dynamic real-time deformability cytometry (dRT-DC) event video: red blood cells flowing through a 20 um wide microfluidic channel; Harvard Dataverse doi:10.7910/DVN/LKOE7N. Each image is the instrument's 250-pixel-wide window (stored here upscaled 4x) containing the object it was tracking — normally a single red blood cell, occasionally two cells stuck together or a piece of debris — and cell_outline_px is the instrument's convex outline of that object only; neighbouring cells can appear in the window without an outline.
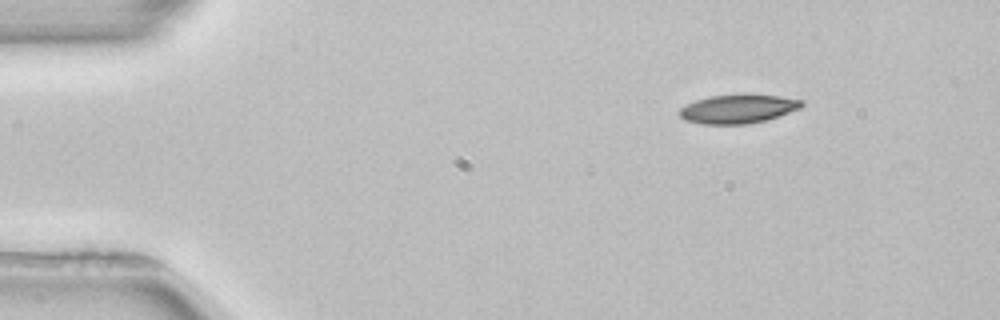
{"species": "common noctule bat (a hibernating species)", "species_latin": "Nyctalus noctula", "temperature_condition": "room temperature", "stored_images_in_passage": 3, "camera_frame_rate_fps": 3000, "um_per_image_px": 0.085, "animal": {"sex": "female", "body_mass_g": 22.7, "forearm_length_mm": 54.2}, "frame": {"image": 1, "passage_image": 1, "time_ms": 0.0, "image_size_px": [1000, 320], "cell_outline_px": [[804, 104], [800, 108], [768, 120], [748, 124], [700, 124], [684, 120], [680, 116], [680, 108], [696, 100], [712, 96], [780, 96], [804, 100]], "centroid_in_image_um": [62.74, 9.29], "position_along_channel_um": 22.3, "area_um2": 20.06}}
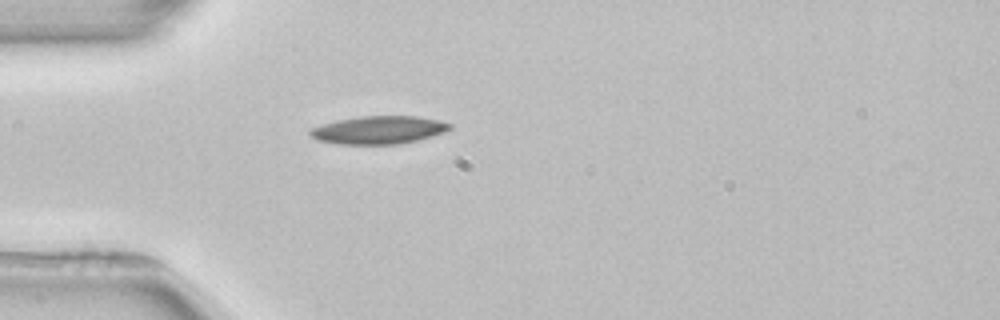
{"frame": {"image": 2, "passage_image": 3, "time_ms": 2.667, "image_size_px": [1000, 320], "cell_outline_px": [[452, 128], [444, 132], [432, 136], [400, 144], [340, 144], [316, 140], [308, 132], [312, 128], [336, 120], [360, 116], [416, 116], [436, 120], [452, 124]], "centroid_in_image_um": [32.18, 11.05], "position_along_channel_um": 52.8, "area_um2": 22.6}}